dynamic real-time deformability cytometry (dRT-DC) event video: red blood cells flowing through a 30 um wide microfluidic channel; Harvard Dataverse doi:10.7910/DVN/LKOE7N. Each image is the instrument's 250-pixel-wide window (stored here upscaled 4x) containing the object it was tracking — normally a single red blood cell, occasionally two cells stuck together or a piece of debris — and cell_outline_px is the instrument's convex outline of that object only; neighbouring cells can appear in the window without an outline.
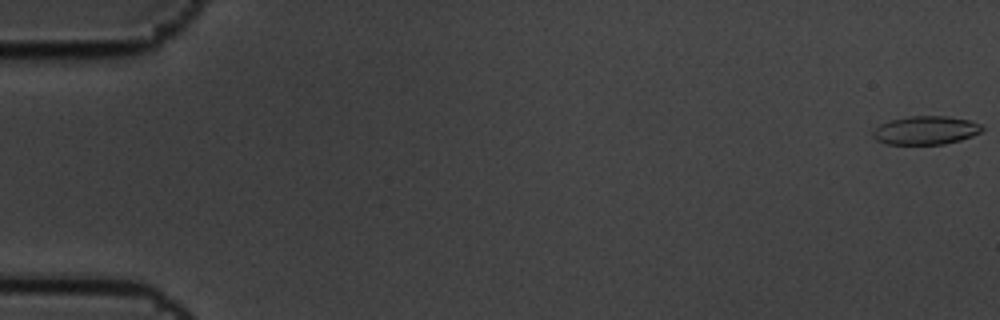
{"species": "common noctule bat (a hibernating species)", "species_latin": "Nyctalus noctula", "temperature_condition": "cold", "stored_images_in_passage": 5, "camera_frame_rate_fps": 3000, "um_per_image_px": 0.085, "animal": {"sex": "male", "body_mass_g": 19.5, "forearm_length_mm": 54.6}, "frame": {"image": 1, "passage_image": 1, "time_ms": 0.0, "image_size_px": [1000, 320], "cell_outline_px": [[984, 128], [980, 132], [972, 136], [960, 140], [944, 144], [884, 144], [876, 140], [872, 136], [872, 132], [880, 124], [888, 120], [908, 116], [948, 116], [968, 120], [980, 124]], "centroid_in_image_um": [78.65, 11.07], "position_along_channel_um": 6.3, "area_um2": 18.21}}
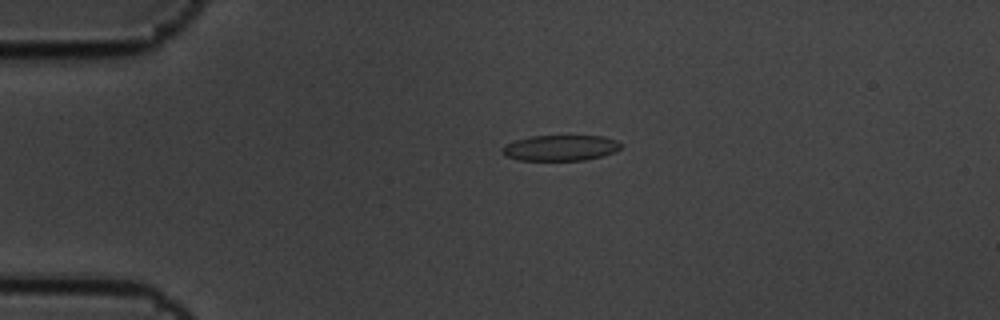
{"frame": {"image": 2, "passage_image": 4, "time_ms": 1.0, "image_size_px": [1000, 320], "cell_outline_px": [[624, 144], [616, 152], [584, 160], [520, 160], [504, 156], [500, 152], [500, 148], [504, 144], [516, 140], [532, 136], [604, 136], [616, 140]], "centroid_in_image_um": [47.61, 12.57], "position_along_channel_um": 37.4, "area_um2": 17.92}}